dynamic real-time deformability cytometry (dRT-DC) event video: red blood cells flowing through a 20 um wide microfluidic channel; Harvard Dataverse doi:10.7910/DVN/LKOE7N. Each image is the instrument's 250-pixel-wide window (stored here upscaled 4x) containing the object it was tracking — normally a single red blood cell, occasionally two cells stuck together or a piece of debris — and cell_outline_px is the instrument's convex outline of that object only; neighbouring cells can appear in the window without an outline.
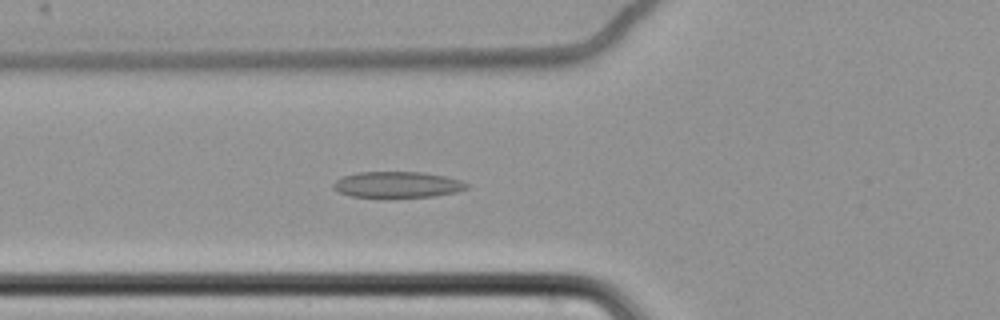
{"species": "common noctule bat (a hibernating species)", "species_latin": "Nyctalus noctula", "temperature_condition": "cold", "stored_images_in_passage": 63, "camera_frame_rate_fps": 3000, "um_per_image_px": 0.085, "animal": {"sex": "female", "body_mass_g": 22.7, "forearm_length_mm": 54.2}, "frame": {"image": 1, "passage_image": 26, "time_ms": 8.333, "image_size_px": [1000, 320], "cell_outline_px": [[468, 188], [456, 192], [432, 196], [384, 200], [348, 196], [332, 188], [332, 184], [336, 180], [344, 176], [356, 172], [424, 172], [444, 176], [460, 180], [468, 184]], "centroid_in_image_um": [33.72, 15.74], "position_along_channel_um": 92.1, "area_um2": 21.1}}
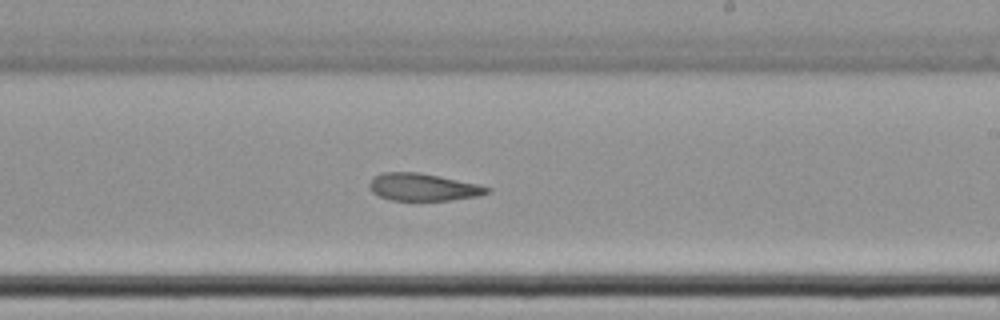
{"frame": {"image": 2, "passage_image": 40, "time_ms": 13.0, "image_size_px": [1000, 320], "cell_outline_px": [[492, 192], [480, 196], [452, 200], [392, 200], [380, 196], [372, 192], [368, 188], [368, 184], [376, 176], [384, 172], [420, 172], [480, 184], [492, 188]], "centroid_in_image_um": [36.03, 15.9], "position_along_channel_um": 253.0, "area_um2": 18.96}}
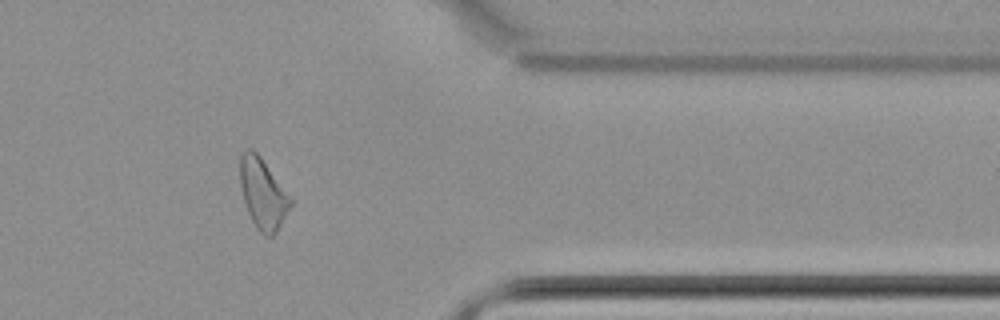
{"frame": {"image": 3, "passage_image": 53, "time_ms": 17.333, "image_size_px": [1000, 320], "cell_outline_px": [[292, 204], [276, 232], [272, 236], [264, 236], [256, 228], [248, 212], [244, 200], [240, 184], [240, 156], [248, 148], [252, 148], [260, 156], [292, 196]], "centroid_in_image_um": [22.36, 16.45], "position_along_channel_um": 389.0, "area_um2": 20.69}, "authors_computed_cell_mechanics": {"area_um2": 21.7328, "velocity_mm_per_s": 3.4569, "shape_relaxation_time_tau1_ms": null, "shape_relaxation_time_tau2_ms": 3.1951, "deformation_change_tau1": null, "deformation_change_tau2": 0.1054}}